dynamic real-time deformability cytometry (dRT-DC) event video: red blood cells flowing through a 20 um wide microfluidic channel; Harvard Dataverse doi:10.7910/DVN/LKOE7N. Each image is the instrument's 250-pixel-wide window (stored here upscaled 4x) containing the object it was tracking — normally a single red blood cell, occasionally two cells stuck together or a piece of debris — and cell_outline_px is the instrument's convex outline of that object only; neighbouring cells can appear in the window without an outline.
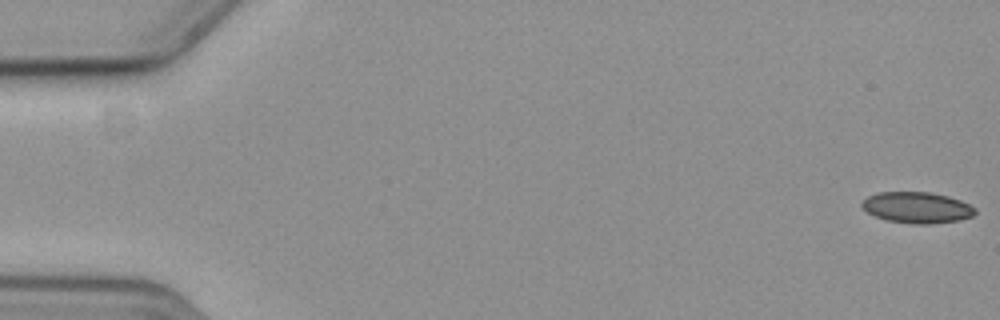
{"species": "common noctule bat (a hibernating species)", "species_latin": "Nyctalus noctula", "temperature_condition": "cold", "stored_images_in_passage": 13, "camera_frame_rate_fps": 3000, "um_per_image_px": 0.085, "animal": {"sex": "female", "body_mass_g": 19.3, "forearm_length_mm": 54.1}, "frame": {"image": 1, "passage_image": 1, "time_ms": 0.0, "image_size_px": [1000, 320], "cell_outline_px": [[976, 212], [972, 216], [960, 220], [928, 224], [912, 224], [888, 220], [876, 216], [868, 212], [860, 204], [868, 196], [880, 192], [928, 192], [948, 196], [960, 200], [976, 208]], "centroid_in_image_um": [77.97, 17.64], "position_along_channel_um": 7.0, "area_um2": 20.35}}